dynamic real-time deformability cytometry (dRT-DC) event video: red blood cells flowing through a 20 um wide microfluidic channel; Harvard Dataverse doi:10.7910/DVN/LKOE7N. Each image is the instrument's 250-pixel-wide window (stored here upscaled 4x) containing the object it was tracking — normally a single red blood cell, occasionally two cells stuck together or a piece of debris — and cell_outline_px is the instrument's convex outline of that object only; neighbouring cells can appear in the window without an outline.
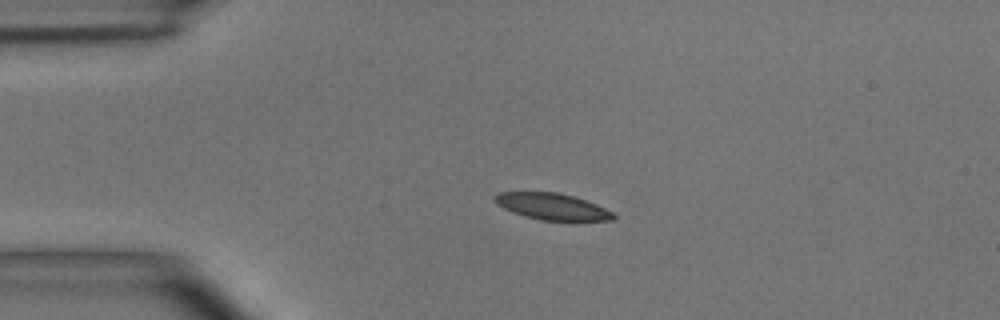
{"species": "common noctule bat (a hibernating species)", "species_latin": "Nyctalus noctula", "temperature_condition": "room temperature", "stored_images_in_passage": 48, "camera_frame_rate_fps": 3000, "um_per_image_px": 0.085, "animal": {"sex": "male", "body_mass_g": 15.6}, "frame": {"image": 1, "passage_image": 10, "time_ms": 3.0, "image_size_px": [1000, 320], "cell_outline_px": [[616, 220], [540, 220], [524, 216], [512, 212], [496, 204], [492, 200], [492, 196], [500, 192], [556, 192], [572, 196], [596, 204], [612, 212], [616, 216]], "centroid_in_image_um": [46.88, 17.55], "position_along_channel_um": 38.1, "area_um2": 18.21}}
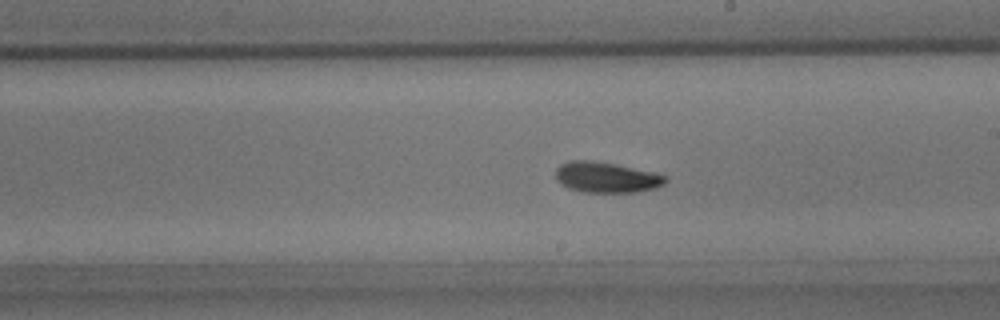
{"frame": {"image": 2, "passage_image": 27, "time_ms": 8.667, "image_size_px": [1000, 320], "cell_outline_px": [[668, 180], [664, 184], [656, 188], [636, 192], [580, 192], [568, 188], [560, 184], [556, 180], [556, 168], [560, 164], [568, 160], [588, 160], [616, 164], [656, 172], [668, 176]], "centroid_in_image_um": [51.55, 15.07], "position_along_channel_um": 237.5, "area_um2": 19.94}}
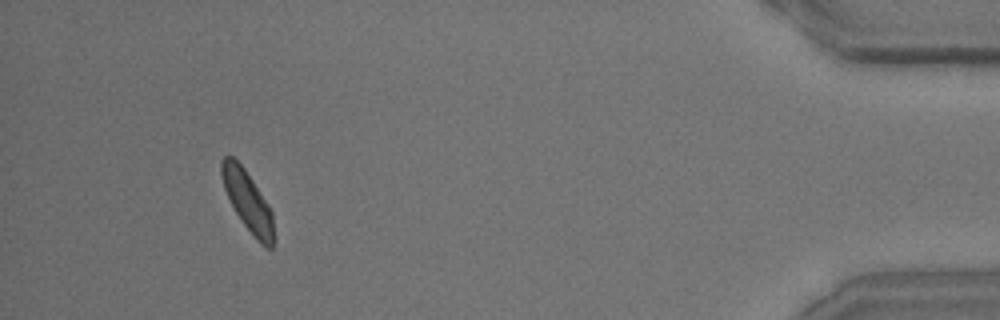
{"frame": {"image": 3, "passage_image": 45, "time_ms": 14.667, "image_size_px": [1000, 320], "cell_outline_px": [[276, 240], [272, 248], [268, 248], [260, 244], [256, 240], [244, 224], [236, 212], [224, 188], [220, 172], [220, 160], [224, 156], [232, 156], [244, 168], [268, 204], [272, 212]], "centroid_in_image_um": [21.08, 17.13], "position_along_channel_um": 414.1, "area_um2": 18.26}, "authors_computed_cell_mechanics": {"area_um2": 18.8428, "velocity_mm_per_s": 4.0324, "shape_relaxation_time_tau1_ms": 2.7972, "shape_relaxation_time_tau2_ms": 1.931, "deformation_change_tau1": 0.0972, "deformation_change_tau2": 0.0707}}